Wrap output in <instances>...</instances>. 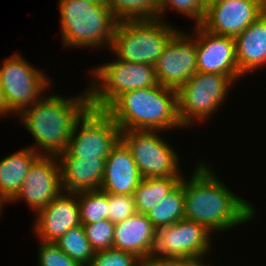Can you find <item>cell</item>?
Segmentation results:
<instances>
[{
	"instance_id": "5bb4252c",
	"label": "cell",
	"mask_w": 266,
	"mask_h": 266,
	"mask_svg": "<svg viewBox=\"0 0 266 266\" xmlns=\"http://www.w3.org/2000/svg\"><path fill=\"white\" fill-rule=\"evenodd\" d=\"M62 191L58 157L40 155L29 167L23 185L9 204L23 199L36 215Z\"/></svg>"
},
{
	"instance_id": "44dd1931",
	"label": "cell",
	"mask_w": 266,
	"mask_h": 266,
	"mask_svg": "<svg viewBox=\"0 0 266 266\" xmlns=\"http://www.w3.org/2000/svg\"><path fill=\"white\" fill-rule=\"evenodd\" d=\"M39 156L36 151L26 146L0 160V195L7 203L17 195L29 167Z\"/></svg>"
},
{
	"instance_id": "9c48e42d",
	"label": "cell",
	"mask_w": 266,
	"mask_h": 266,
	"mask_svg": "<svg viewBox=\"0 0 266 266\" xmlns=\"http://www.w3.org/2000/svg\"><path fill=\"white\" fill-rule=\"evenodd\" d=\"M160 132L164 131H122L121 140L130 149L143 178L183 177L178 153Z\"/></svg>"
},
{
	"instance_id": "6da1fadb",
	"label": "cell",
	"mask_w": 266,
	"mask_h": 266,
	"mask_svg": "<svg viewBox=\"0 0 266 266\" xmlns=\"http://www.w3.org/2000/svg\"><path fill=\"white\" fill-rule=\"evenodd\" d=\"M201 161L189 178L183 175L180 181L184 187L185 219L204 225L215 235L255 220L258 212L254 204L233 193L210 164Z\"/></svg>"
},
{
	"instance_id": "83f0119b",
	"label": "cell",
	"mask_w": 266,
	"mask_h": 266,
	"mask_svg": "<svg viewBox=\"0 0 266 266\" xmlns=\"http://www.w3.org/2000/svg\"><path fill=\"white\" fill-rule=\"evenodd\" d=\"M83 227L86 237L94 251L113 248L115 223L107 219L86 224Z\"/></svg>"
},
{
	"instance_id": "d6a6232c",
	"label": "cell",
	"mask_w": 266,
	"mask_h": 266,
	"mask_svg": "<svg viewBox=\"0 0 266 266\" xmlns=\"http://www.w3.org/2000/svg\"><path fill=\"white\" fill-rule=\"evenodd\" d=\"M11 115L12 114L7 110V107H6V104H5L4 95H3V91H2V88H1V84H0V116H1V118H3V117H7V116L11 117Z\"/></svg>"
},
{
	"instance_id": "30bf717a",
	"label": "cell",
	"mask_w": 266,
	"mask_h": 266,
	"mask_svg": "<svg viewBox=\"0 0 266 266\" xmlns=\"http://www.w3.org/2000/svg\"><path fill=\"white\" fill-rule=\"evenodd\" d=\"M121 139V130L104 111L89 108L76 122L67 150L58 158H106Z\"/></svg>"
},
{
	"instance_id": "7c38bea8",
	"label": "cell",
	"mask_w": 266,
	"mask_h": 266,
	"mask_svg": "<svg viewBox=\"0 0 266 266\" xmlns=\"http://www.w3.org/2000/svg\"><path fill=\"white\" fill-rule=\"evenodd\" d=\"M191 34L179 30L164 47L154 64L158 84L178 90L197 72L196 39Z\"/></svg>"
},
{
	"instance_id": "603a6c76",
	"label": "cell",
	"mask_w": 266,
	"mask_h": 266,
	"mask_svg": "<svg viewBox=\"0 0 266 266\" xmlns=\"http://www.w3.org/2000/svg\"><path fill=\"white\" fill-rule=\"evenodd\" d=\"M146 216L156 230L185 219L183 184L180 182L159 204L148 211Z\"/></svg>"
},
{
	"instance_id": "5b68a950",
	"label": "cell",
	"mask_w": 266,
	"mask_h": 266,
	"mask_svg": "<svg viewBox=\"0 0 266 266\" xmlns=\"http://www.w3.org/2000/svg\"><path fill=\"white\" fill-rule=\"evenodd\" d=\"M161 19L118 21L110 54L119 60L154 65L169 40L180 30Z\"/></svg>"
},
{
	"instance_id": "277c9868",
	"label": "cell",
	"mask_w": 266,
	"mask_h": 266,
	"mask_svg": "<svg viewBox=\"0 0 266 266\" xmlns=\"http://www.w3.org/2000/svg\"><path fill=\"white\" fill-rule=\"evenodd\" d=\"M58 3L64 47L110 49L118 21L109 6L88 0H59Z\"/></svg>"
},
{
	"instance_id": "4dcf8cb0",
	"label": "cell",
	"mask_w": 266,
	"mask_h": 266,
	"mask_svg": "<svg viewBox=\"0 0 266 266\" xmlns=\"http://www.w3.org/2000/svg\"><path fill=\"white\" fill-rule=\"evenodd\" d=\"M108 220L118 223L136 213L134 197L108 193Z\"/></svg>"
},
{
	"instance_id": "484cf974",
	"label": "cell",
	"mask_w": 266,
	"mask_h": 266,
	"mask_svg": "<svg viewBox=\"0 0 266 266\" xmlns=\"http://www.w3.org/2000/svg\"><path fill=\"white\" fill-rule=\"evenodd\" d=\"M81 225L108 219V193L99 190L78 192Z\"/></svg>"
},
{
	"instance_id": "f546056e",
	"label": "cell",
	"mask_w": 266,
	"mask_h": 266,
	"mask_svg": "<svg viewBox=\"0 0 266 266\" xmlns=\"http://www.w3.org/2000/svg\"><path fill=\"white\" fill-rule=\"evenodd\" d=\"M38 266H82L65 254L54 242L40 241Z\"/></svg>"
},
{
	"instance_id": "4fadbf2b",
	"label": "cell",
	"mask_w": 266,
	"mask_h": 266,
	"mask_svg": "<svg viewBox=\"0 0 266 266\" xmlns=\"http://www.w3.org/2000/svg\"><path fill=\"white\" fill-rule=\"evenodd\" d=\"M266 12V0H211L200 24L207 31L236 38Z\"/></svg>"
},
{
	"instance_id": "9a60e30c",
	"label": "cell",
	"mask_w": 266,
	"mask_h": 266,
	"mask_svg": "<svg viewBox=\"0 0 266 266\" xmlns=\"http://www.w3.org/2000/svg\"><path fill=\"white\" fill-rule=\"evenodd\" d=\"M194 27L197 72L227 75L236 84L243 79L239 74L234 38L211 33L201 25Z\"/></svg>"
},
{
	"instance_id": "8992f818",
	"label": "cell",
	"mask_w": 266,
	"mask_h": 266,
	"mask_svg": "<svg viewBox=\"0 0 266 266\" xmlns=\"http://www.w3.org/2000/svg\"><path fill=\"white\" fill-rule=\"evenodd\" d=\"M90 72V108L105 110L119 95L158 85L154 65L112 59Z\"/></svg>"
},
{
	"instance_id": "1f68e13d",
	"label": "cell",
	"mask_w": 266,
	"mask_h": 266,
	"mask_svg": "<svg viewBox=\"0 0 266 266\" xmlns=\"http://www.w3.org/2000/svg\"><path fill=\"white\" fill-rule=\"evenodd\" d=\"M205 263L193 258H160L150 255L140 260V266H204Z\"/></svg>"
},
{
	"instance_id": "4316f807",
	"label": "cell",
	"mask_w": 266,
	"mask_h": 266,
	"mask_svg": "<svg viewBox=\"0 0 266 266\" xmlns=\"http://www.w3.org/2000/svg\"><path fill=\"white\" fill-rule=\"evenodd\" d=\"M206 6L205 0H160L159 19L165 21L164 13H167L168 9H173L194 20V25H200L206 13Z\"/></svg>"
},
{
	"instance_id": "836d02e7",
	"label": "cell",
	"mask_w": 266,
	"mask_h": 266,
	"mask_svg": "<svg viewBox=\"0 0 266 266\" xmlns=\"http://www.w3.org/2000/svg\"><path fill=\"white\" fill-rule=\"evenodd\" d=\"M96 4H102L104 6H109L110 5V0H88Z\"/></svg>"
},
{
	"instance_id": "8fae6325",
	"label": "cell",
	"mask_w": 266,
	"mask_h": 266,
	"mask_svg": "<svg viewBox=\"0 0 266 266\" xmlns=\"http://www.w3.org/2000/svg\"><path fill=\"white\" fill-rule=\"evenodd\" d=\"M212 235L204 225L182 219L156 230L153 255L160 258H193L205 262L204 259L212 251Z\"/></svg>"
},
{
	"instance_id": "d6986e66",
	"label": "cell",
	"mask_w": 266,
	"mask_h": 266,
	"mask_svg": "<svg viewBox=\"0 0 266 266\" xmlns=\"http://www.w3.org/2000/svg\"><path fill=\"white\" fill-rule=\"evenodd\" d=\"M235 40L236 60L242 78L266 68V12L241 32Z\"/></svg>"
},
{
	"instance_id": "2e32d148",
	"label": "cell",
	"mask_w": 266,
	"mask_h": 266,
	"mask_svg": "<svg viewBox=\"0 0 266 266\" xmlns=\"http://www.w3.org/2000/svg\"><path fill=\"white\" fill-rule=\"evenodd\" d=\"M35 216L33 234L39 241L56 242L69 229L81 225L78 192L62 191Z\"/></svg>"
},
{
	"instance_id": "e0dca14e",
	"label": "cell",
	"mask_w": 266,
	"mask_h": 266,
	"mask_svg": "<svg viewBox=\"0 0 266 266\" xmlns=\"http://www.w3.org/2000/svg\"><path fill=\"white\" fill-rule=\"evenodd\" d=\"M142 179L130 149L120 139L105 160L100 190L133 196Z\"/></svg>"
},
{
	"instance_id": "d4e9b609",
	"label": "cell",
	"mask_w": 266,
	"mask_h": 266,
	"mask_svg": "<svg viewBox=\"0 0 266 266\" xmlns=\"http://www.w3.org/2000/svg\"><path fill=\"white\" fill-rule=\"evenodd\" d=\"M54 243L82 266H87L94 256L95 251L86 237L83 225L69 229Z\"/></svg>"
},
{
	"instance_id": "f1b7e54d",
	"label": "cell",
	"mask_w": 266,
	"mask_h": 266,
	"mask_svg": "<svg viewBox=\"0 0 266 266\" xmlns=\"http://www.w3.org/2000/svg\"><path fill=\"white\" fill-rule=\"evenodd\" d=\"M136 255L115 248L95 251L87 266H140Z\"/></svg>"
},
{
	"instance_id": "7a4b0ae2",
	"label": "cell",
	"mask_w": 266,
	"mask_h": 266,
	"mask_svg": "<svg viewBox=\"0 0 266 266\" xmlns=\"http://www.w3.org/2000/svg\"><path fill=\"white\" fill-rule=\"evenodd\" d=\"M46 95L16 118L34 138L30 148L39 155L58 156L67 150L76 122L90 108V92L87 87L74 97Z\"/></svg>"
},
{
	"instance_id": "cb8c5ba5",
	"label": "cell",
	"mask_w": 266,
	"mask_h": 266,
	"mask_svg": "<svg viewBox=\"0 0 266 266\" xmlns=\"http://www.w3.org/2000/svg\"><path fill=\"white\" fill-rule=\"evenodd\" d=\"M160 0H110L109 8L117 21L159 19Z\"/></svg>"
},
{
	"instance_id": "7402d4cb",
	"label": "cell",
	"mask_w": 266,
	"mask_h": 266,
	"mask_svg": "<svg viewBox=\"0 0 266 266\" xmlns=\"http://www.w3.org/2000/svg\"><path fill=\"white\" fill-rule=\"evenodd\" d=\"M182 177L143 178L134 191L136 213L147 214L181 181Z\"/></svg>"
},
{
	"instance_id": "ba28073f",
	"label": "cell",
	"mask_w": 266,
	"mask_h": 266,
	"mask_svg": "<svg viewBox=\"0 0 266 266\" xmlns=\"http://www.w3.org/2000/svg\"><path fill=\"white\" fill-rule=\"evenodd\" d=\"M31 65L19 52L0 64V84L7 110L15 117L42 99L49 91L50 78ZM15 113V114H14Z\"/></svg>"
},
{
	"instance_id": "e575fe53",
	"label": "cell",
	"mask_w": 266,
	"mask_h": 266,
	"mask_svg": "<svg viewBox=\"0 0 266 266\" xmlns=\"http://www.w3.org/2000/svg\"><path fill=\"white\" fill-rule=\"evenodd\" d=\"M7 203L6 200L0 195V216H1V212L3 210V205Z\"/></svg>"
},
{
	"instance_id": "ac0fdd59",
	"label": "cell",
	"mask_w": 266,
	"mask_h": 266,
	"mask_svg": "<svg viewBox=\"0 0 266 266\" xmlns=\"http://www.w3.org/2000/svg\"><path fill=\"white\" fill-rule=\"evenodd\" d=\"M156 229L146 214L134 215L115 223L113 248L129 252L140 259L153 255Z\"/></svg>"
},
{
	"instance_id": "52a82bcc",
	"label": "cell",
	"mask_w": 266,
	"mask_h": 266,
	"mask_svg": "<svg viewBox=\"0 0 266 266\" xmlns=\"http://www.w3.org/2000/svg\"><path fill=\"white\" fill-rule=\"evenodd\" d=\"M233 84L227 75L196 72L177 90V113L183 128L208 122L223 107Z\"/></svg>"
},
{
	"instance_id": "ffe728a7",
	"label": "cell",
	"mask_w": 266,
	"mask_h": 266,
	"mask_svg": "<svg viewBox=\"0 0 266 266\" xmlns=\"http://www.w3.org/2000/svg\"><path fill=\"white\" fill-rule=\"evenodd\" d=\"M64 192L99 190L104 175V158H58Z\"/></svg>"
},
{
	"instance_id": "3957f363",
	"label": "cell",
	"mask_w": 266,
	"mask_h": 266,
	"mask_svg": "<svg viewBox=\"0 0 266 266\" xmlns=\"http://www.w3.org/2000/svg\"><path fill=\"white\" fill-rule=\"evenodd\" d=\"M122 131L181 129L177 90L160 84L119 95L105 110Z\"/></svg>"
}]
</instances>
